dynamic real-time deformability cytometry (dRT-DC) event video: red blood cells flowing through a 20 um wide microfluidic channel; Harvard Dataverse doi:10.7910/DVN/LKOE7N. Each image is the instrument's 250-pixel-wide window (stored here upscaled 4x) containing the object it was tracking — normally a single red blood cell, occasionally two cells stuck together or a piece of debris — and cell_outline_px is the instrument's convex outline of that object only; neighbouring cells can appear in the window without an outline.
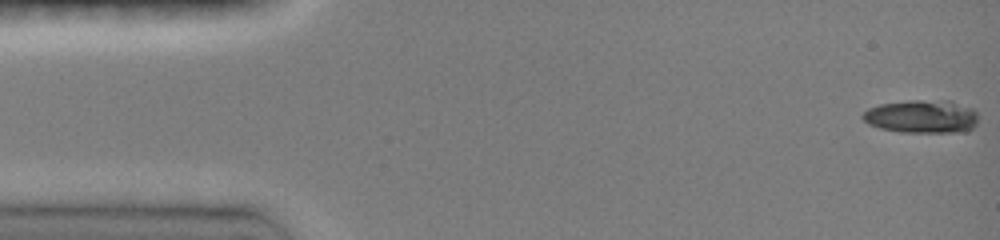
{"species": "common noctule bat (a hibernating species)", "species_latin": "Nyctalus noctula", "temperature_condition": "room temperature", "stored_images_in_passage": 65, "segment_of_instrument_passage": [1, 2], "camera_frame_rate_fps": 3000, "um_per_image_px": 0.085, "animal": {"sex": "female", "body_mass_g": 19.0, "forearm_length_mm": 51.5}, "frame": {"image": 1, "passage_image": 1, "time_ms": 0.0, "image_size_px": [1000, 240], "cell_outline_px": [[976, 124], [968, 132], [900, 132], [880, 128], [868, 124], [860, 116], [868, 108], [880, 104], [908, 100], [952, 100], [972, 108], [976, 112]], "centroid_in_image_um": [78.35, 9.9], "position_along_channel_um": 6.6, "area_um2": 22.6}}
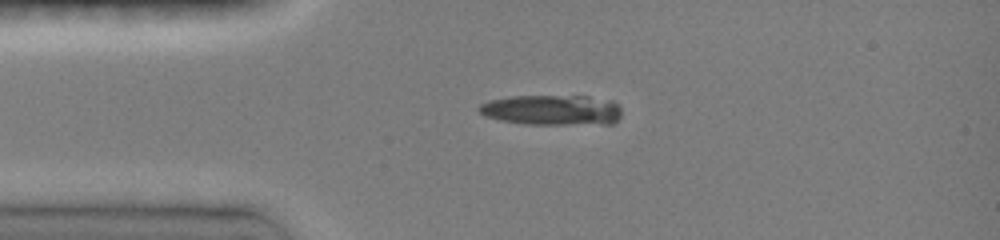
{"frame": {"image": 2, "passage_image": 8, "time_ms": 3.333, "image_size_px": [1000, 240], "cell_outline_px": [[620, 116], [612, 124], [524, 124], [500, 120], [484, 116], [476, 108], [480, 104], [488, 100], [512, 96], [588, 96], [612, 100], [620, 108]], "centroid_in_image_um": [46.9, 9.35], "position_along_channel_um": 38.1, "area_um2": 25.37}}